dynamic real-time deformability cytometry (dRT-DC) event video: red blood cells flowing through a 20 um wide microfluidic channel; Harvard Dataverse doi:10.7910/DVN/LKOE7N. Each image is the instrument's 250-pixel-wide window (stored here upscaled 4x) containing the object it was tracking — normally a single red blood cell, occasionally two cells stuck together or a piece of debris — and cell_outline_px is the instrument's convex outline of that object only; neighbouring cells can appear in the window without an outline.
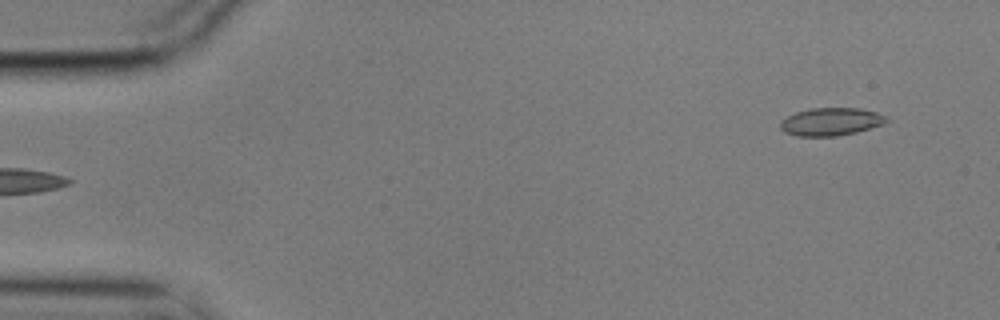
{"species": "common noctule bat (a hibernating species)", "species_latin": "Nyctalus noctula", "temperature_condition": "cold", "stored_images_in_passage": 6, "segment_of_instrument_passage": [2, 2], "camera_frame_rate_fps": 3000, "um_per_image_px": 0.085, "animal": {"sex": "male", "body_mass_g": 17.9}, "frame": {"image": 1, "passage_image": 6, "time_ms": 1.667, "image_size_px": [1000, 320], "cell_outline_px": [[888, 120], [884, 124], [856, 132], [836, 136], [796, 136], [784, 132], [780, 128], [780, 120], [796, 112], [808, 108], [860, 108], [876, 112], [888, 116]], "centroid_in_image_um": [70.62, 10.34], "position_along_channel_um": 14.4, "area_um2": 17.34}}